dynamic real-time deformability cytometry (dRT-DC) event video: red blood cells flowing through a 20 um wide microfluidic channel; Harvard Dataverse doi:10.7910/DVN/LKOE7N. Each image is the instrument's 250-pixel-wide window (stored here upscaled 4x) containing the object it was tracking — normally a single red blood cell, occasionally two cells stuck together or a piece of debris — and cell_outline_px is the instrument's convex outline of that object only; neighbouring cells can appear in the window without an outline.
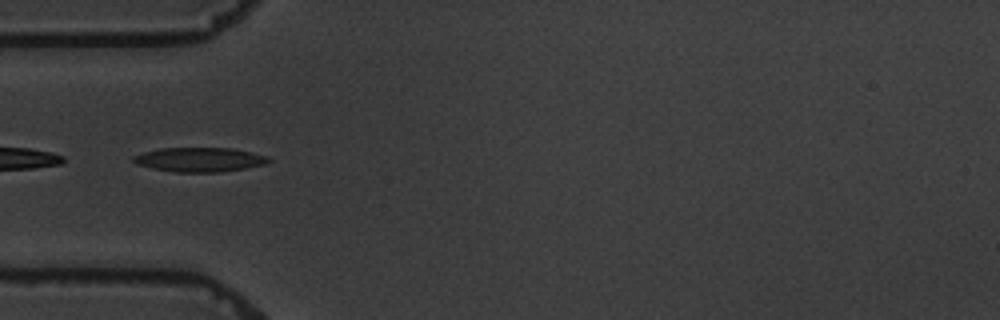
{"species": "common noctule bat (a hibernating species)", "species_latin": "Nyctalus noctula", "temperature_condition": "warm", "stored_images_in_passage": 5, "camera_frame_rate_fps": 3000, "um_per_image_px": 0.085, "animal": {"sex": "male", "body_mass_g": 19.5, "forearm_length_mm": 54.6}, "frame": {"image": 1, "passage_image": 5, "time_ms": 4.667, "image_size_px": [1000, 320], "cell_outline_px": [[272, 160], [268, 164], [220, 172], [176, 172], [152, 168], [136, 164], [132, 160], [132, 156], [144, 152], [160, 148], [232, 148], [252, 152], [268, 156]], "centroid_in_image_um": [16.99, 13.56], "position_along_channel_um": 68.0, "area_um2": 19.25}}